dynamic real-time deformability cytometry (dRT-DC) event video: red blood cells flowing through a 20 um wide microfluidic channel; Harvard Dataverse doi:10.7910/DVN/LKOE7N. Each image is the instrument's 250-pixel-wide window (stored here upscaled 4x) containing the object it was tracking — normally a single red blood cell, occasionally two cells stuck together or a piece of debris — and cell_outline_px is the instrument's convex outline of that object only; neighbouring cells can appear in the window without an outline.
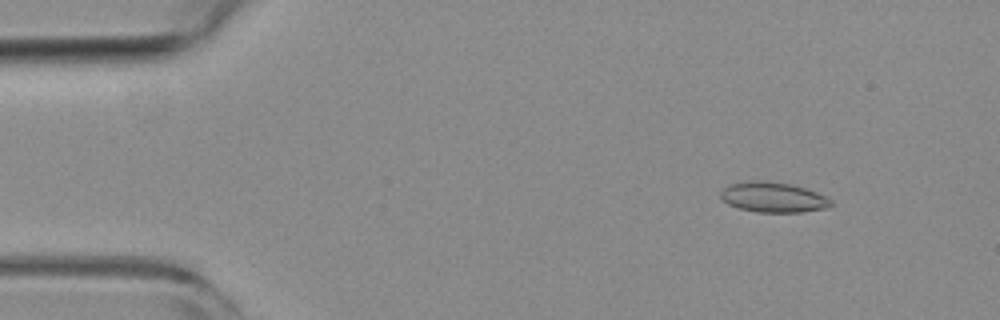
{"species": "common noctule bat (a hibernating species)", "species_latin": "Nyctalus noctula", "temperature_condition": "room temperature", "stored_images_in_passage": 55, "camera_frame_rate_fps": 3000, "um_per_image_px": 0.085, "animal": {"sex": "female", "body_mass_g": 19.3, "forearm_length_mm": 54.1}, "frame": {"image": 1, "passage_image": 6, "time_ms": 1.667, "image_size_px": [1000, 320], "cell_outline_px": [[832, 204], [828, 208], [800, 212], [756, 212], [740, 208], [728, 204], [720, 196], [720, 192], [724, 188], [732, 184], [752, 180], [756, 180], [792, 184], [816, 192], [832, 200]], "centroid_in_image_um": [65.73, 16.77], "position_along_channel_um": 19.3, "area_um2": 19.19}}
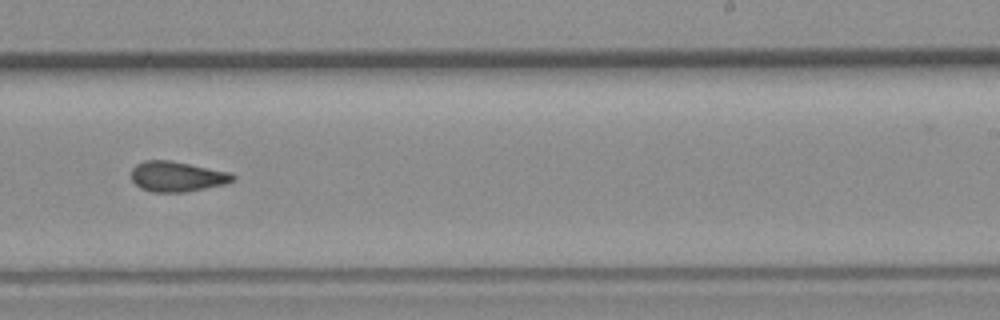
{"frame": {"image": 2, "passage_image": 33, "time_ms": 10.667, "image_size_px": [1000, 320], "cell_outline_px": [[236, 180], [228, 184], [184, 192], [152, 192], [140, 188], [132, 180], [132, 168], [136, 164], [144, 160], [168, 160], [232, 172], [236, 176]], "centroid_in_image_um": [15.09, 15.01], "position_along_channel_um": 273.9, "area_um2": 18.09}}
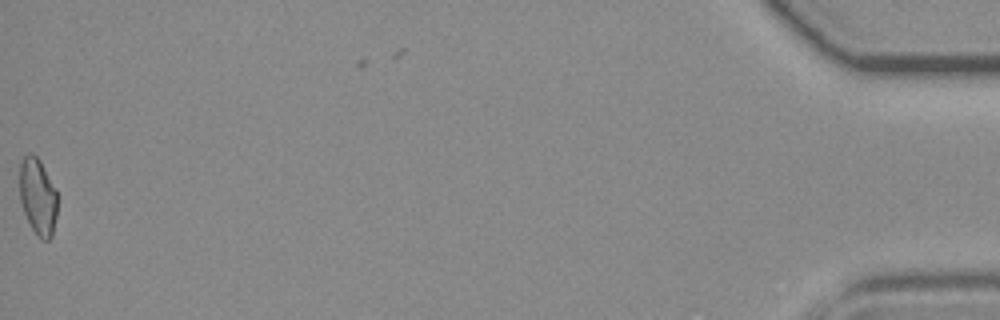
{"frame": {"image": 3, "passage_image": 54, "time_ms": 17.667, "image_size_px": [1000, 320], "cell_outline_px": [[56, 216], [52, 236], [48, 240], [44, 240], [32, 228], [20, 204], [20, 164], [24, 156], [28, 152], [32, 152], [40, 160], [56, 188]], "centroid_in_image_um": [3.21, 16.66], "position_along_channel_um": 432.0, "area_um2": 16.76}, "authors_computed_cell_mechanics": {"area_um2": 17.918, "velocity_mm_per_s": 3.8053, "shape_relaxation_time_tau1_ms": null, "shape_relaxation_time_tau2_ms": 2.9931, "deformation_change_tau1": null, "deformation_change_tau2": 0.0847}}